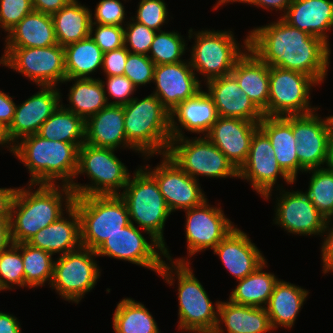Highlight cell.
<instances>
[{
  "mask_svg": "<svg viewBox=\"0 0 333 333\" xmlns=\"http://www.w3.org/2000/svg\"><path fill=\"white\" fill-rule=\"evenodd\" d=\"M190 65L189 59L181 62L155 65L153 93L162 105L171 112L182 101L202 90V82Z\"/></svg>",
  "mask_w": 333,
  "mask_h": 333,
  "instance_id": "ffe728a7",
  "label": "cell"
},
{
  "mask_svg": "<svg viewBox=\"0 0 333 333\" xmlns=\"http://www.w3.org/2000/svg\"><path fill=\"white\" fill-rule=\"evenodd\" d=\"M241 0H219V6H221L222 7V5L224 6V4L225 5H227V3H230V4H233L234 2H240Z\"/></svg>",
  "mask_w": 333,
  "mask_h": 333,
  "instance_id": "be15d7a7",
  "label": "cell"
},
{
  "mask_svg": "<svg viewBox=\"0 0 333 333\" xmlns=\"http://www.w3.org/2000/svg\"><path fill=\"white\" fill-rule=\"evenodd\" d=\"M17 188H0V218L10 219L11 205Z\"/></svg>",
  "mask_w": 333,
  "mask_h": 333,
  "instance_id": "6f0895ef",
  "label": "cell"
},
{
  "mask_svg": "<svg viewBox=\"0 0 333 333\" xmlns=\"http://www.w3.org/2000/svg\"><path fill=\"white\" fill-rule=\"evenodd\" d=\"M37 134L48 140L84 144L85 121L60 104L42 124Z\"/></svg>",
  "mask_w": 333,
  "mask_h": 333,
  "instance_id": "f35d334b",
  "label": "cell"
},
{
  "mask_svg": "<svg viewBox=\"0 0 333 333\" xmlns=\"http://www.w3.org/2000/svg\"><path fill=\"white\" fill-rule=\"evenodd\" d=\"M89 36L100 47L103 53L124 46V26L92 23Z\"/></svg>",
  "mask_w": 333,
  "mask_h": 333,
  "instance_id": "c3c4849f",
  "label": "cell"
},
{
  "mask_svg": "<svg viewBox=\"0 0 333 333\" xmlns=\"http://www.w3.org/2000/svg\"><path fill=\"white\" fill-rule=\"evenodd\" d=\"M281 18L330 46L328 32L333 30V0H293Z\"/></svg>",
  "mask_w": 333,
  "mask_h": 333,
  "instance_id": "4316f807",
  "label": "cell"
},
{
  "mask_svg": "<svg viewBox=\"0 0 333 333\" xmlns=\"http://www.w3.org/2000/svg\"><path fill=\"white\" fill-rule=\"evenodd\" d=\"M123 109L127 141L143 160L166 154L172 139L170 112L161 101L151 93L143 99L134 97Z\"/></svg>",
  "mask_w": 333,
  "mask_h": 333,
  "instance_id": "5b68a950",
  "label": "cell"
},
{
  "mask_svg": "<svg viewBox=\"0 0 333 333\" xmlns=\"http://www.w3.org/2000/svg\"><path fill=\"white\" fill-rule=\"evenodd\" d=\"M258 129L257 122L218 116L206 137L239 169L247 159Z\"/></svg>",
  "mask_w": 333,
  "mask_h": 333,
  "instance_id": "7402d4cb",
  "label": "cell"
},
{
  "mask_svg": "<svg viewBox=\"0 0 333 333\" xmlns=\"http://www.w3.org/2000/svg\"><path fill=\"white\" fill-rule=\"evenodd\" d=\"M194 179L238 178V169L206 136L172 138L166 153Z\"/></svg>",
  "mask_w": 333,
  "mask_h": 333,
  "instance_id": "30bf717a",
  "label": "cell"
},
{
  "mask_svg": "<svg viewBox=\"0 0 333 333\" xmlns=\"http://www.w3.org/2000/svg\"><path fill=\"white\" fill-rule=\"evenodd\" d=\"M66 78H92L102 69L103 52L89 36L64 46Z\"/></svg>",
  "mask_w": 333,
  "mask_h": 333,
  "instance_id": "8d00e7d4",
  "label": "cell"
},
{
  "mask_svg": "<svg viewBox=\"0 0 333 333\" xmlns=\"http://www.w3.org/2000/svg\"><path fill=\"white\" fill-rule=\"evenodd\" d=\"M213 254L219 256L224 268L236 281L254 272L267 260L248 234L237 226L213 249Z\"/></svg>",
  "mask_w": 333,
  "mask_h": 333,
  "instance_id": "603a6c76",
  "label": "cell"
},
{
  "mask_svg": "<svg viewBox=\"0 0 333 333\" xmlns=\"http://www.w3.org/2000/svg\"><path fill=\"white\" fill-rule=\"evenodd\" d=\"M168 262L164 261L158 276L170 286L177 280L178 331L213 333L218 322L220 301L213 305L202 283L196 278L191 263Z\"/></svg>",
  "mask_w": 333,
  "mask_h": 333,
  "instance_id": "277c9868",
  "label": "cell"
},
{
  "mask_svg": "<svg viewBox=\"0 0 333 333\" xmlns=\"http://www.w3.org/2000/svg\"><path fill=\"white\" fill-rule=\"evenodd\" d=\"M278 176L286 184H295L280 168L270 139L259 128L252 137L246 161L238 169V179L249 182L256 194L268 201L273 196V188L276 191L283 188L282 184L277 183Z\"/></svg>",
  "mask_w": 333,
  "mask_h": 333,
  "instance_id": "9a60e30c",
  "label": "cell"
},
{
  "mask_svg": "<svg viewBox=\"0 0 333 333\" xmlns=\"http://www.w3.org/2000/svg\"><path fill=\"white\" fill-rule=\"evenodd\" d=\"M129 53L125 46L103 53L102 71L104 76L124 75L125 64Z\"/></svg>",
  "mask_w": 333,
  "mask_h": 333,
  "instance_id": "816d5d0a",
  "label": "cell"
},
{
  "mask_svg": "<svg viewBox=\"0 0 333 333\" xmlns=\"http://www.w3.org/2000/svg\"><path fill=\"white\" fill-rule=\"evenodd\" d=\"M259 128L270 139L280 168L296 182L300 163L296 153L297 140L292 131V116H264Z\"/></svg>",
  "mask_w": 333,
  "mask_h": 333,
  "instance_id": "f1b7e54d",
  "label": "cell"
},
{
  "mask_svg": "<svg viewBox=\"0 0 333 333\" xmlns=\"http://www.w3.org/2000/svg\"><path fill=\"white\" fill-rule=\"evenodd\" d=\"M219 8V0L217 1V3L214 5V7H212L213 10H217Z\"/></svg>",
  "mask_w": 333,
  "mask_h": 333,
  "instance_id": "e7e4bbea",
  "label": "cell"
},
{
  "mask_svg": "<svg viewBox=\"0 0 333 333\" xmlns=\"http://www.w3.org/2000/svg\"><path fill=\"white\" fill-rule=\"evenodd\" d=\"M0 147H5L13 154V144L9 141L6 129L2 125H0Z\"/></svg>",
  "mask_w": 333,
  "mask_h": 333,
  "instance_id": "6125c7cd",
  "label": "cell"
},
{
  "mask_svg": "<svg viewBox=\"0 0 333 333\" xmlns=\"http://www.w3.org/2000/svg\"><path fill=\"white\" fill-rule=\"evenodd\" d=\"M11 96L0 90V125L7 129L13 121L16 103Z\"/></svg>",
  "mask_w": 333,
  "mask_h": 333,
  "instance_id": "db71d44e",
  "label": "cell"
},
{
  "mask_svg": "<svg viewBox=\"0 0 333 333\" xmlns=\"http://www.w3.org/2000/svg\"><path fill=\"white\" fill-rule=\"evenodd\" d=\"M96 252L81 246L54 260L50 287L69 303L79 304L85 294L92 291L101 276Z\"/></svg>",
  "mask_w": 333,
  "mask_h": 333,
  "instance_id": "7c38bea8",
  "label": "cell"
},
{
  "mask_svg": "<svg viewBox=\"0 0 333 333\" xmlns=\"http://www.w3.org/2000/svg\"><path fill=\"white\" fill-rule=\"evenodd\" d=\"M274 205V224L290 234L322 236L326 218L315 208L303 191L280 188Z\"/></svg>",
  "mask_w": 333,
  "mask_h": 333,
  "instance_id": "ac0fdd59",
  "label": "cell"
},
{
  "mask_svg": "<svg viewBox=\"0 0 333 333\" xmlns=\"http://www.w3.org/2000/svg\"><path fill=\"white\" fill-rule=\"evenodd\" d=\"M328 166L333 167V115H329Z\"/></svg>",
  "mask_w": 333,
  "mask_h": 333,
  "instance_id": "94428289",
  "label": "cell"
},
{
  "mask_svg": "<svg viewBox=\"0 0 333 333\" xmlns=\"http://www.w3.org/2000/svg\"><path fill=\"white\" fill-rule=\"evenodd\" d=\"M266 267L268 268L267 261L245 278L238 280L228 299L239 305L265 308L275 284L279 281L274 273L265 272Z\"/></svg>",
  "mask_w": 333,
  "mask_h": 333,
  "instance_id": "d590c367",
  "label": "cell"
},
{
  "mask_svg": "<svg viewBox=\"0 0 333 333\" xmlns=\"http://www.w3.org/2000/svg\"><path fill=\"white\" fill-rule=\"evenodd\" d=\"M82 145L48 140L32 134L13 145V155L29 171L28 184L70 186L76 181L79 148Z\"/></svg>",
  "mask_w": 333,
  "mask_h": 333,
  "instance_id": "3957f363",
  "label": "cell"
},
{
  "mask_svg": "<svg viewBox=\"0 0 333 333\" xmlns=\"http://www.w3.org/2000/svg\"><path fill=\"white\" fill-rule=\"evenodd\" d=\"M120 197L126 202L130 223L135 222L148 238L168 247L163 235L171 211L156 180L142 166L130 176Z\"/></svg>",
  "mask_w": 333,
  "mask_h": 333,
  "instance_id": "52a82bcc",
  "label": "cell"
},
{
  "mask_svg": "<svg viewBox=\"0 0 333 333\" xmlns=\"http://www.w3.org/2000/svg\"><path fill=\"white\" fill-rule=\"evenodd\" d=\"M5 37V48H34L56 45L54 22L50 14L33 10Z\"/></svg>",
  "mask_w": 333,
  "mask_h": 333,
  "instance_id": "1f68e13d",
  "label": "cell"
},
{
  "mask_svg": "<svg viewBox=\"0 0 333 333\" xmlns=\"http://www.w3.org/2000/svg\"><path fill=\"white\" fill-rule=\"evenodd\" d=\"M319 115L315 111L292 116V131L297 140L296 153L302 173L328 166L329 116L322 118Z\"/></svg>",
  "mask_w": 333,
  "mask_h": 333,
  "instance_id": "d6986e66",
  "label": "cell"
},
{
  "mask_svg": "<svg viewBox=\"0 0 333 333\" xmlns=\"http://www.w3.org/2000/svg\"><path fill=\"white\" fill-rule=\"evenodd\" d=\"M185 38L178 31H157L151 44L148 57L155 65L171 64L184 61L187 52Z\"/></svg>",
  "mask_w": 333,
  "mask_h": 333,
  "instance_id": "b9f144b4",
  "label": "cell"
},
{
  "mask_svg": "<svg viewBox=\"0 0 333 333\" xmlns=\"http://www.w3.org/2000/svg\"><path fill=\"white\" fill-rule=\"evenodd\" d=\"M71 0H31L33 9L38 12L52 15L58 12Z\"/></svg>",
  "mask_w": 333,
  "mask_h": 333,
  "instance_id": "9f6ffc18",
  "label": "cell"
},
{
  "mask_svg": "<svg viewBox=\"0 0 333 333\" xmlns=\"http://www.w3.org/2000/svg\"><path fill=\"white\" fill-rule=\"evenodd\" d=\"M143 235L137 225L130 223L108 237L95 251L96 255L128 261L158 274L165 261V247L156 239L148 242Z\"/></svg>",
  "mask_w": 333,
  "mask_h": 333,
  "instance_id": "2e32d148",
  "label": "cell"
},
{
  "mask_svg": "<svg viewBox=\"0 0 333 333\" xmlns=\"http://www.w3.org/2000/svg\"><path fill=\"white\" fill-rule=\"evenodd\" d=\"M224 330L227 333H270L274 331L266 308L239 305L229 299L219 303L218 322L213 333H224Z\"/></svg>",
  "mask_w": 333,
  "mask_h": 333,
  "instance_id": "f546056e",
  "label": "cell"
},
{
  "mask_svg": "<svg viewBox=\"0 0 333 333\" xmlns=\"http://www.w3.org/2000/svg\"><path fill=\"white\" fill-rule=\"evenodd\" d=\"M21 254L25 287L38 288L45 286L47 282L50 287L54 270L53 255L28 243H21Z\"/></svg>",
  "mask_w": 333,
  "mask_h": 333,
  "instance_id": "ab89813d",
  "label": "cell"
},
{
  "mask_svg": "<svg viewBox=\"0 0 333 333\" xmlns=\"http://www.w3.org/2000/svg\"><path fill=\"white\" fill-rule=\"evenodd\" d=\"M194 39L189 62L194 72L203 76L204 83L231 74L236 62L249 49V35L238 43L231 30H188V40ZM241 47V48H240Z\"/></svg>",
  "mask_w": 333,
  "mask_h": 333,
  "instance_id": "8992f818",
  "label": "cell"
},
{
  "mask_svg": "<svg viewBox=\"0 0 333 333\" xmlns=\"http://www.w3.org/2000/svg\"><path fill=\"white\" fill-rule=\"evenodd\" d=\"M92 11L78 0H71L58 12L53 13L57 43L66 46L89 37L92 24Z\"/></svg>",
  "mask_w": 333,
  "mask_h": 333,
  "instance_id": "836d02e7",
  "label": "cell"
},
{
  "mask_svg": "<svg viewBox=\"0 0 333 333\" xmlns=\"http://www.w3.org/2000/svg\"><path fill=\"white\" fill-rule=\"evenodd\" d=\"M100 80L108 105H126L134 98L133 94L137 91V88L125 75L106 76V82L102 79ZM110 97L112 99L114 98V101H111Z\"/></svg>",
  "mask_w": 333,
  "mask_h": 333,
  "instance_id": "7dc6e473",
  "label": "cell"
},
{
  "mask_svg": "<svg viewBox=\"0 0 333 333\" xmlns=\"http://www.w3.org/2000/svg\"><path fill=\"white\" fill-rule=\"evenodd\" d=\"M73 206L80 216L81 245L93 251L130 224L126 202L120 195L74 197Z\"/></svg>",
  "mask_w": 333,
  "mask_h": 333,
  "instance_id": "9c48e42d",
  "label": "cell"
},
{
  "mask_svg": "<svg viewBox=\"0 0 333 333\" xmlns=\"http://www.w3.org/2000/svg\"><path fill=\"white\" fill-rule=\"evenodd\" d=\"M308 295L307 289L279 279L265 307L272 329L293 328Z\"/></svg>",
  "mask_w": 333,
  "mask_h": 333,
  "instance_id": "d6a6232c",
  "label": "cell"
},
{
  "mask_svg": "<svg viewBox=\"0 0 333 333\" xmlns=\"http://www.w3.org/2000/svg\"><path fill=\"white\" fill-rule=\"evenodd\" d=\"M231 74L254 105L263 113L269 98V65L250 49L236 62Z\"/></svg>",
  "mask_w": 333,
  "mask_h": 333,
  "instance_id": "4dcf8cb0",
  "label": "cell"
},
{
  "mask_svg": "<svg viewBox=\"0 0 333 333\" xmlns=\"http://www.w3.org/2000/svg\"><path fill=\"white\" fill-rule=\"evenodd\" d=\"M0 64L32 80L37 86H55L66 79L64 47L5 48Z\"/></svg>",
  "mask_w": 333,
  "mask_h": 333,
  "instance_id": "4fadbf2b",
  "label": "cell"
},
{
  "mask_svg": "<svg viewBox=\"0 0 333 333\" xmlns=\"http://www.w3.org/2000/svg\"><path fill=\"white\" fill-rule=\"evenodd\" d=\"M25 287L21 243L11 244L0 253V292Z\"/></svg>",
  "mask_w": 333,
  "mask_h": 333,
  "instance_id": "7bdbcfd3",
  "label": "cell"
},
{
  "mask_svg": "<svg viewBox=\"0 0 333 333\" xmlns=\"http://www.w3.org/2000/svg\"><path fill=\"white\" fill-rule=\"evenodd\" d=\"M116 149L95 147L84 143L79 148V175H87L91 181L81 184L77 181L69 186L74 197L120 195L129 181L131 174L126 165L119 159Z\"/></svg>",
  "mask_w": 333,
  "mask_h": 333,
  "instance_id": "ba28073f",
  "label": "cell"
},
{
  "mask_svg": "<svg viewBox=\"0 0 333 333\" xmlns=\"http://www.w3.org/2000/svg\"><path fill=\"white\" fill-rule=\"evenodd\" d=\"M185 212V238L188 257L174 258L165 247V260L176 263H190V259L198 252L213 250L225 236L237 225L226 217L222 207L212 206L206 199L201 205ZM167 258V259H166ZM186 259V260H185Z\"/></svg>",
  "mask_w": 333,
  "mask_h": 333,
  "instance_id": "5bb4252c",
  "label": "cell"
},
{
  "mask_svg": "<svg viewBox=\"0 0 333 333\" xmlns=\"http://www.w3.org/2000/svg\"><path fill=\"white\" fill-rule=\"evenodd\" d=\"M85 143L116 150L128 148L138 153L127 141L122 105H107L85 121Z\"/></svg>",
  "mask_w": 333,
  "mask_h": 333,
  "instance_id": "484cf974",
  "label": "cell"
},
{
  "mask_svg": "<svg viewBox=\"0 0 333 333\" xmlns=\"http://www.w3.org/2000/svg\"><path fill=\"white\" fill-rule=\"evenodd\" d=\"M275 21L248 32L249 49L271 67L301 72L319 85L324 83L330 65V46L281 17Z\"/></svg>",
  "mask_w": 333,
  "mask_h": 333,
  "instance_id": "6da1fadb",
  "label": "cell"
},
{
  "mask_svg": "<svg viewBox=\"0 0 333 333\" xmlns=\"http://www.w3.org/2000/svg\"><path fill=\"white\" fill-rule=\"evenodd\" d=\"M305 172L312 174L305 193L326 219L333 218V167L324 166Z\"/></svg>",
  "mask_w": 333,
  "mask_h": 333,
  "instance_id": "60d3db41",
  "label": "cell"
},
{
  "mask_svg": "<svg viewBox=\"0 0 333 333\" xmlns=\"http://www.w3.org/2000/svg\"><path fill=\"white\" fill-rule=\"evenodd\" d=\"M72 81L68 93L69 104L61 105L86 121L108 105L100 78H66L63 84ZM74 81V82H73ZM68 106V107H67Z\"/></svg>",
  "mask_w": 333,
  "mask_h": 333,
  "instance_id": "e575fe53",
  "label": "cell"
},
{
  "mask_svg": "<svg viewBox=\"0 0 333 333\" xmlns=\"http://www.w3.org/2000/svg\"><path fill=\"white\" fill-rule=\"evenodd\" d=\"M155 34L156 31L130 17L124 25V46L130 53L148 56Z\"/></svg>",
  "mask_w": 333,
  "mask_h": 333,
  "instance_id": "f6af8a7d",
  "label": "cell"
},
{
  "mask_svg": "<svg viewBox=\"0 0 333 333\" xmlns=\"http://www.w3.org/2000/svg\"><path fill=\"white\" fill-rule=\"evenodd\" d=\"M293 0H241L239 3L254 5L256 7L268 10H275L278 13L281 12L280 17H282ZM283 11V12H282Z\"/></svg>",
  "mask_w": 333,
  "mask_h": 333,
  "instance_id": "11a10c76",
  "label": "cell"
},
{
  "mask_svg": "<svg viewBox=\"0 0 333 333\" xmlns=\"http://www.w3.org/2000/svg\"><path fill=\"white\" fill-rule=\"evenodd\" d=\"M217 118L212 98L205 90H201L195 96L182 101L170 112L171 138L185 137L184 130L206 136Z\"/></svg>",
  "mask_w": 333,
  "mask_h": 333,
  "instance_id": "d4e9b609",
  "label": "cell"
},
{
  "mask_svg": "<svg viewBox=\"0 0 333 333\" xmlns=\"http://www.w3.org/2000/svg\"><path fill=\"white\" fill-rule=\"evenodd\" d=\"M323 240L321 248L322 272L333 273V218L327 219L322 233Z\"/></svg>",
  "mask_w": 333,
  "mask_h": 333,
  "instance_id": "f5cc1de1",
  "label": "cell"
},
{
  "mask_svg": "<svg viewBox=\"0 0 333 333\" xmlns=\"http://www.w3.org/2000/svg\"><path fill=\"white\" fill-rule=\"evenodd\" d=\"M116 305L112 320L115 333H161L154 316L143 303L126 297Z\"/></svg>",
  "mask_w": 333,
  "mask_h": 333,
  "instance_id": "74e56055",
  "label": "cell"
},
{
  "mask_svg": "<svg viewBox=\"0 0 333 333\" xmlns=\"http://www.w3.org/2000/svg\"><path fill=\"white\" fill-rule=\"evenodd\" d=\"M154 68L155 63L147 55L129 53L124 75L139 88L153 82Z\"/></svg>",
  "mask_w": 333,
  "mask_h": 333,
  "instance_id": "bcb514c9",
  "label": "cell"
},
{
  "mask_svg": "<svg viewBox=\"0 0 333 333\" xmlns=\"http://www.w3.org/2000/svg\"><path fill=\"white\" fill-rule=\"evenodd\" d=\"M319 85L310 76L269 66V98L264 116L306 115L320 109L311 105L312 88Z\"/></svg>",
  "mask_w": 333,
  "mask_h": 333,
  "instance_id": "8fae6325",
  "label": "cell"
},
{
  "mask_svg": "<svg viewBox=\"0 0 333 333\" xmlns=\"http://www.w3.org/2000/svg\"><path fill=\"white\" fill-rule=\"evenodd\" d=\"M12 244L10 219L0 218V253Z\"/></svg>",
  "mask_w": 333,
  "mask_h": 333,
  "instance_id": "91938a15",
  "label": "cell"
},
{
  "mask_svg": "<svg viewBox=\"0 0 333 333\" xmlns=\"http://www.w3.org/2000/svg\"><path fill=\"white\" fill-rule=\"evenodd\" d=\"M27 185L17 188L11 205L13 244L27 243L39 230L57 221L73 206L74 194L68 185Z\"/></svg>",
  "mask_w": 333,
  "mask_h": 333,
  "instance_id": "7a4b0ae2",
  "label": "cell"
},
{
  "mask_svg": "<svg viewBox=\"0 0 333 333\" xmlns=\"http://www.w3.org/2000/svg\"><path fill=\"white\" fill-rule=\"evenodd\" d=\"M66 217V218H65ZM39 230L27 242L30 246L42 249L52 255L60 256L80 248V216L74 206L66 215Z\"/></svg>",
  "mask_w": 333,
  "mask_h": 333,
  "instance_id": "83f0119b",
  "label": "cell"
},
{
  "mask_svg": "<svg viewBox=\"0 0 333 333\" xmlns=\"http://www.w3.org/2000/svg\"><path fill=\"white\" fill-rule=\"evenodd\" d=\"M166 5L164 0H140L136 15L131 18L156 32L161 31V27L170 20Z\"/></svg>",
  "mask_w": 333,
  "mask_h": 333,
  "instance_id": "ee69618b",
  "label": "cell"
},
{
  "mask_svg": "<svg viewBox=\"0 0 333 333\" xmlns=\"http://www.w3.org/2000/svg\"><path fill=\"white\" fill-rule=\"evenodd\" d=\"M160 164L142 167L156 180L171 213L201 205L207 198L198 180L185 173L167 154Z\"/></svg>",
  "mask_w": 333,
  "mask_h": 333,
  "instance_id": "e0dca14e",
  "label": "cell"
},
{
  "mask_svg": "<svg viewBox=\"0 0 333 333\" xmlns=\"http://www.w3.org/2000/svg\"><path fill=\"white\" fill-rule=\"evenodd\" d=\"M220 117L240 118L259 123L264 115L241 89L232 74L205 82Z\"/></svg>",
  "mask_w": 333,
  "mask_h": 333,
  "instance_id": "cb8c5ba5",
  "label": "cell"
},
{
  "mask_svg": "<svg viewBox=\"0 0 333 333\" xmlns=\"http://www.w3.org/2000/svg\"><path fill=\"white\" fill-rule=\"evenodd\" d=\"M0 333H22L16 316L0 311Z\"/></svg>",
  "mask_w": 333,
  "mask_h": 333,
  "instance_id": "680465c9",
  "label": "cell"
},
{
  "mask_svg": "<svg viewBox=\"0 0 333 333\" xmlns=\"http://www.w3.org/2000/svg\"><path fill=\"white\" fill-rule=\"evenodd\" d=\"M33 10L31 0H0V28L8 33Z\"/></svg>",
  "mask_w": 333,
  "mask_h": 333,
  "instance_id": "f907efd6",
  "label": "cell"
},
{
  "mask_svg": "<svg viewBox=\"0 0 333 333\" xmlns=\"http://www.w3.org/2000/svg\"><path fill=\"white\" fill-rule=\"evenodd\" d=\"M38 87L37 93L16 105L13 121L6 129L7 137L13 145L25 136L37 134L42 124L61 104L60 88Z\"/></svg>",
  "mask_w": 333,
  "mask_h": 333,
  "instance_id": "44dd1931",
  "label": "cell"
},
{
  "mask_svg": "<svg viewBox=\"0 0 333 333\" xmlns=\"http://www.w3.org/2000/svg\"><path fill=\"white\" fill-rule=\"evenodd\" d=\"M91 15L92 23L96 24L124 26L128 22L124 4L120 0H100Z\"/></svg>",
  "mask_w": 333,
  "mask_h": 333,
  "instance_id": "681fc988",
  "label": "cell"
}]
</instances>
